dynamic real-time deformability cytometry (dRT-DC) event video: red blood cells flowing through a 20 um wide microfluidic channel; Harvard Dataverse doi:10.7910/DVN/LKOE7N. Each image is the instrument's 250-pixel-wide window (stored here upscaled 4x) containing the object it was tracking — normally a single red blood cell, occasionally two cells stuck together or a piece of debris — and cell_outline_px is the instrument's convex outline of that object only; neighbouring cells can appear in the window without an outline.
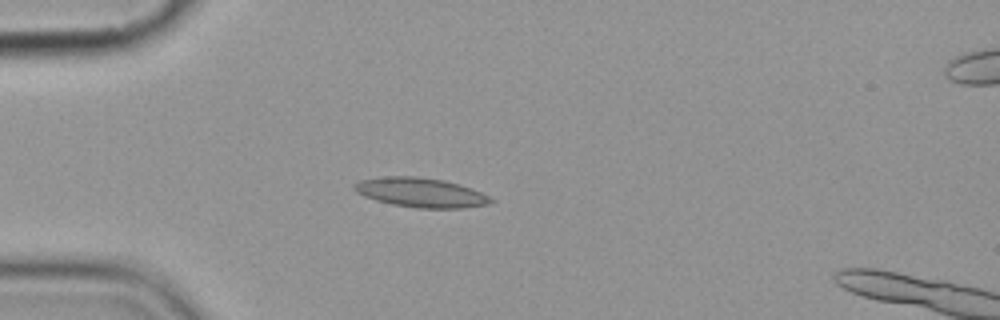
{"species": "common noctule bat (a hibernating species)", "species_latin": "Nyctalus noctula", "temperature_condition": "cold", "stored_images_in_passage": 16, "segment_of_instrument_passage": [1, 2], "camera_frame_rate_fps": 3000, "um_per_image_px": 0.085, "animal": {"sex": "female", "body_mass_g": 19.9}, "frame": {"image": 1, "passage_image": 4, "time_ms": 4.333, "image_size_px": [1000, 320], "cell_outline_px": [[496, 200], [488, 204], [464, 208], [416, 208], [392, 204], [376, 200], [364, 196], [356, 192], [352, 188], [352, 184], [360, 180], [384, 176], [416, 176], [444, 180], [460, 184], [472, 188]], "centroid_in_image_um": [35.75, 16.36], "position_along_channel_um": 49.2, "area_um2": 23.58}}
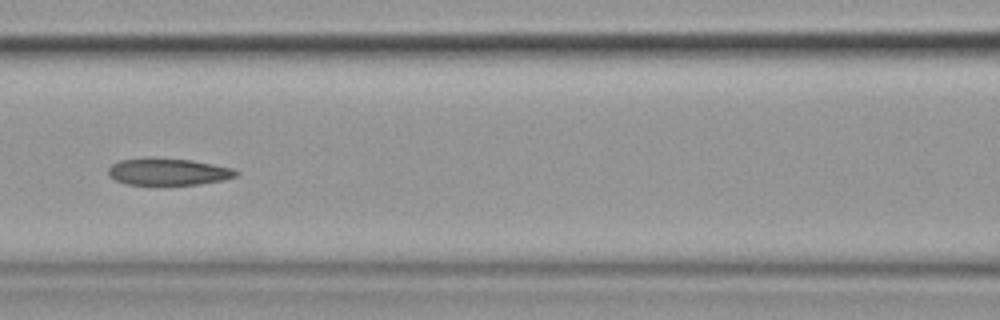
{"frame": {"image": 2, "passage_image": 7, "time_ms": 7.667, "image_size_px": [1000, 320], "cell_outline_px": [[240, 172], [236, 176], [224, 180], [200, 184], [124, 184], [108, 176], [108, 168], [112, 164], [120, 160], [144, 156], [148, 156], [192, 160], [232, 168]], "centroid_in_image_um": [14.26, 14.57], "position_along_channel_um": 152.3, "area_um2": 20.35}}
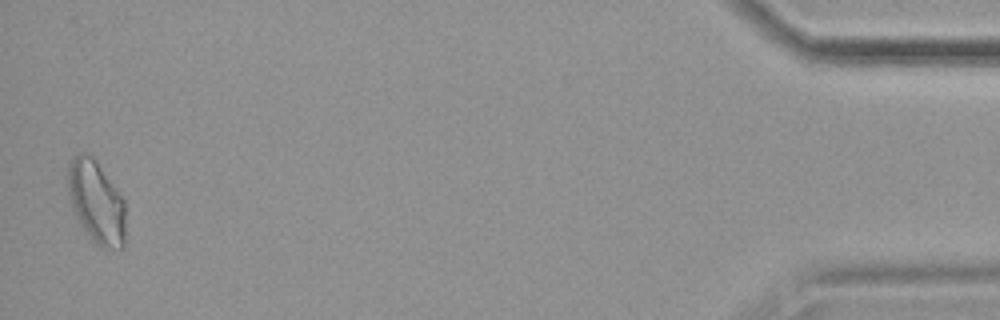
{"frame": {"image": 3, "passage_image": 15, "time_ms": 17.667, "image_size_px": [1000, 320], "cell_outline_px": [[124, 248], [104, 248], [96, 244], [92, 240], [80, 224], [72, 208], [68, 196], [68, 160], [72, 156], [80, 152], [84, 152], [92, 156], [96, 160], [124, 200]], "centroid_in_image_um": [8.15, 17.14], "position_along_channel_um": 427.0, "area_um2": 27.74}}